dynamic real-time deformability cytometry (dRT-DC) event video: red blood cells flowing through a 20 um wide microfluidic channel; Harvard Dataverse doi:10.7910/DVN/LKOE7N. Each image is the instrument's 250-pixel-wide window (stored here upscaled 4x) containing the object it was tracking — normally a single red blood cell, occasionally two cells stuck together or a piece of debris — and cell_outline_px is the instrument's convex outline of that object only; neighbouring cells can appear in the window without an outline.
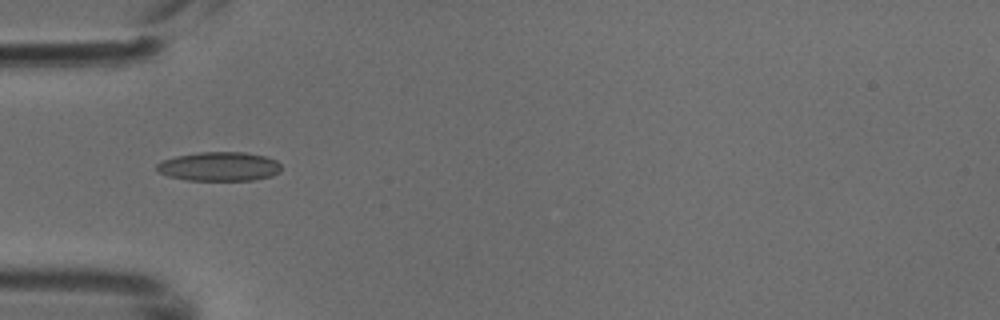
{"species": "common noctule bat (a hibernating species)", "species_latin": "Nyctalus noctula", "temperature_condition": "cold", "stored_images_in_passage": 2, "camera_frame_rate_fps": 3000, "um_per_image_px": 0.085, "animal": {"sex": "male", "body_mass_g": 18.8}, "frame": {"image": 1, "passage_image": 2, "time_ms": 0.333, "image_size_px": [1000, 320], "cell_outline_px": [[280, 172], [272, 176], [252, 180], [188, 180], [168, 176], [160, 172], [156, 168], [156, 164], [164, 160], [176, 156], [200, 152], [244, 152], [264, 156], [276, 160], [280, 164]], "centroid_in_image_um": [18.65, 14.15], "position_along_channel_um": 66.4, "area_um2": 20.98}}